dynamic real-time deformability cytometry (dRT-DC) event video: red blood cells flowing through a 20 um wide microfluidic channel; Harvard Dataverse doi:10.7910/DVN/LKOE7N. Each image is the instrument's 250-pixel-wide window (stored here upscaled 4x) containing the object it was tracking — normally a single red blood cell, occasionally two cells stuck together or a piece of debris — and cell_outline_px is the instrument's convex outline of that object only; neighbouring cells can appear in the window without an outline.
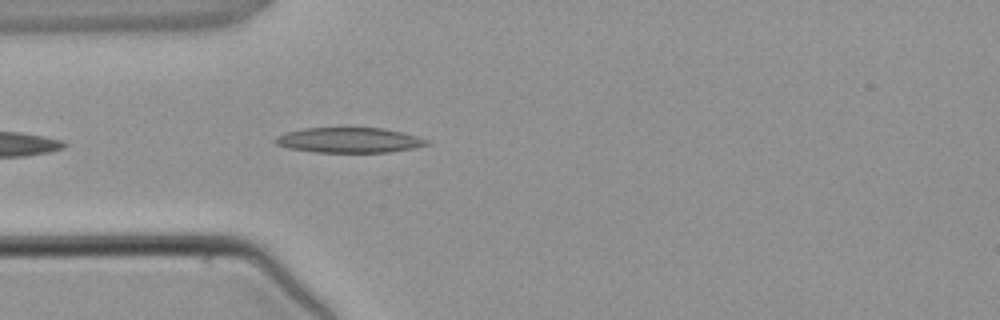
{"species": "common noctule bat (a hibernating species)", "species_latin": "Nyctalus noctula", "temperature_condition": "warm", "stored_images_in_passage": 3, "camera_frame_rate_fps": 3000, "um_per_image_px": 0.085, "animal": {"sex": "male", "body_mass_g": 21.5, "forearm_length_mm": 52.0}, "frame": {"image": 1, "passage_image": 3, "time_ms": 2.333, "image_size_px": [1000, 320], "cell_outline_px": [[428, 144], [416, 148], [388, 152], [316, 152], [288, 148], [276, 144], [272, 140], [276, 136], [284, 132], [304, 128], [384, 128], [416, 136], [428, 140]], "centroid_in_image_um": [29.63, 11.91], "position_along_channel_um": 55.4, "area_um2": 22.2}}